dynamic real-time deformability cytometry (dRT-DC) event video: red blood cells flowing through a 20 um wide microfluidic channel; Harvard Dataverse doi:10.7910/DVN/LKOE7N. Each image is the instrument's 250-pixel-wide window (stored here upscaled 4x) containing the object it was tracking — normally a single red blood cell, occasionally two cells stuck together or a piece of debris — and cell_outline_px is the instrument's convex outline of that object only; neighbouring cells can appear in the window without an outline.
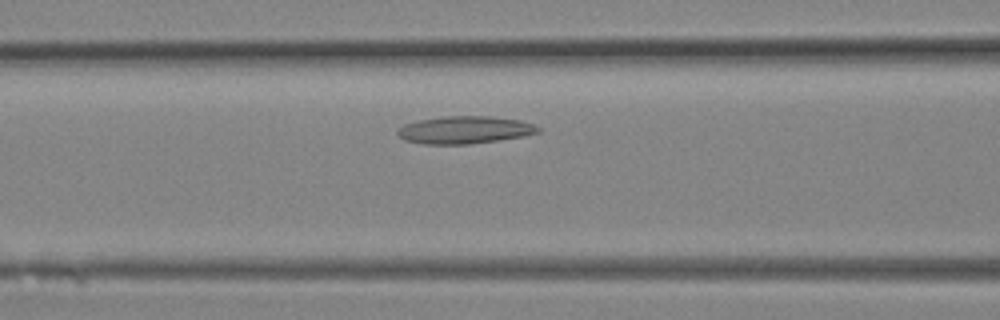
{"species": "Egyptian fruit bat (a non-hibernating species)", "species_latin": "Rousettus aegyptiacus", "temperature_condition": "room temperature", "stored_images_in_passage": 5, "camera_frame_rate_fps": 3000, "um_per_image_px": 0.085, "animal": {"sex": "female"}, "frame": {"image": 1, "passage_image": 3, "time_ms": 0.667, "image_size_px": [1000, 320], "cell_outline_px": [[540, 132], [524, 136], [468, 144], [424, 144], [404, 140], [396, 132], [404, 124], [420, 120], [444, 116], [492, 116], [520, 120], [532, 124], [540, 128]], "centroid_in_image_um": [39.5, 11.04], "position_along_channel_um": 127.1, "area_um2": 22.37}}
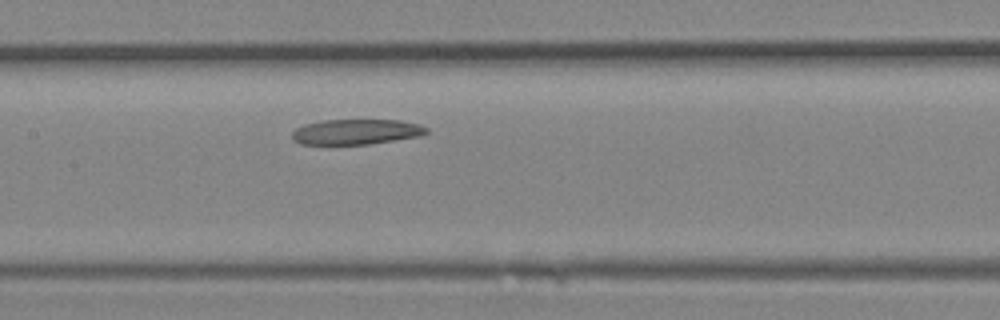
{"frame": {"image": 2, "passage_image": 5, "time_ms": 1.333, "image_size_px": [1000, 320], "cell_outline_px": [[428, 132], [420, 136], [396, 140], [368, 144], [300, 144], [292, 140], [292, 132], [296, 128], [304, 124], [324, 120], [400, 120], [420, 124], [428, 128]], "centroid_in_image_um": [30.28, 11.2], "position_along_channel_um": 177.1, "area_um2": 19.88}}